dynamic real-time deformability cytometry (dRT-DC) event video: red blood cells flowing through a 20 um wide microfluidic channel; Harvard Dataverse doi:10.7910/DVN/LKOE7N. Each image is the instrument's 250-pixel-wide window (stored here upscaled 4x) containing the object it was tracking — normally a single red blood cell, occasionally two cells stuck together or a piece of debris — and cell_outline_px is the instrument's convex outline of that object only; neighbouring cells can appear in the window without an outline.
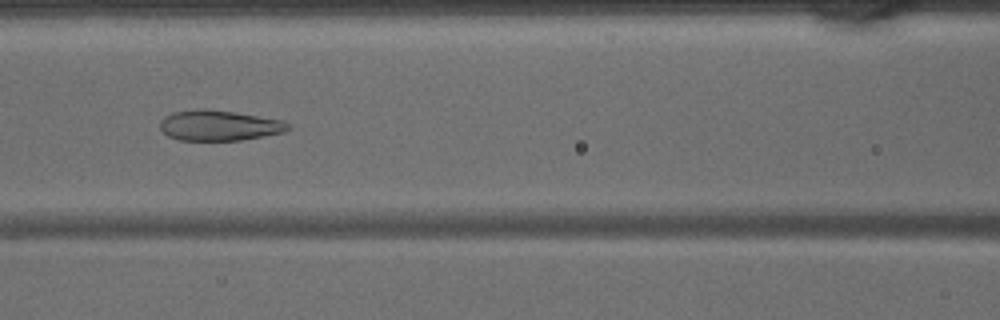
{"species": "common noctule bat (a hibernating species)", "species_latin": "Nyctalus noctula", "temperature_condition": "warm", "stored_images_in_passage": 28, "camera_frame_rate_fps": 3000, "um_per_image_px": 0.085, "animal": {"sex": "male", "body_mass_g": 15.6}, "frame": {"image": 1, "passage_image": 7, "time_ms": 2.0, "image_size_px": [1000, 320], "cell_outline_px": [[292, 128], [284, 132], [264, 136], [240, 140], [180, 140], [168, 136], [160, 128], [160, 120], [164, 116], [172, 112], [232, 112], [284, 120], [292, 124]], "centroid_in_image_um": [18.71, 10.71], "position_along_channel_um": 147.9, "area_um2": 21.91}}
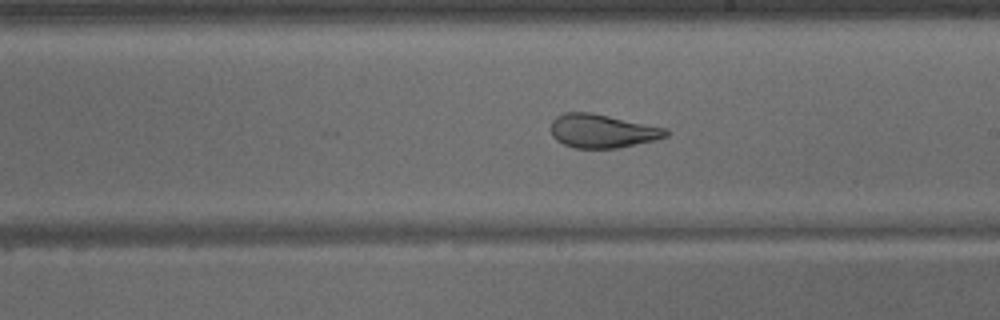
{"frame": {"image": 2, "passage_image": 13, "time_ms": 4.0, "image_size_px": [1000, 320], "cell_outline_px": [[668, 136], [656, 140], [616, 148], [576, 148], [564, 144], [556, 140], [552, 136], [552, 120], [556, 116], [564, 112], [592, 112], [668, 128]], "centroid_in_image_um": [51.21, 11.12], "position_along_channel_um": 237.8, "area_um2": 22.66}}
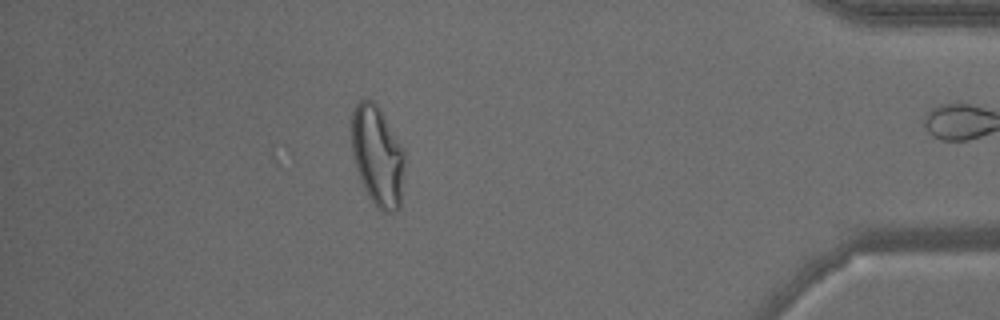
{"frame": {"image": 3, "passage_image": 27, "time_ms": 8.667, "image_size_px": [1000, 320], "cell_outline_px": [[404, 168], [400, 208], [396, 212], [384, 212], [376, 208], [368, 196], [360, 180], [356, 168], [352, 152], [352, 112], [356, 104], [360, 100], [372, 100], [380, 108], [400, 144], [404, 152]], "centroid_in_image_um": [32.09, 13.29], "position_along_channel_um": 403.1, "area_um2": 30.98}}